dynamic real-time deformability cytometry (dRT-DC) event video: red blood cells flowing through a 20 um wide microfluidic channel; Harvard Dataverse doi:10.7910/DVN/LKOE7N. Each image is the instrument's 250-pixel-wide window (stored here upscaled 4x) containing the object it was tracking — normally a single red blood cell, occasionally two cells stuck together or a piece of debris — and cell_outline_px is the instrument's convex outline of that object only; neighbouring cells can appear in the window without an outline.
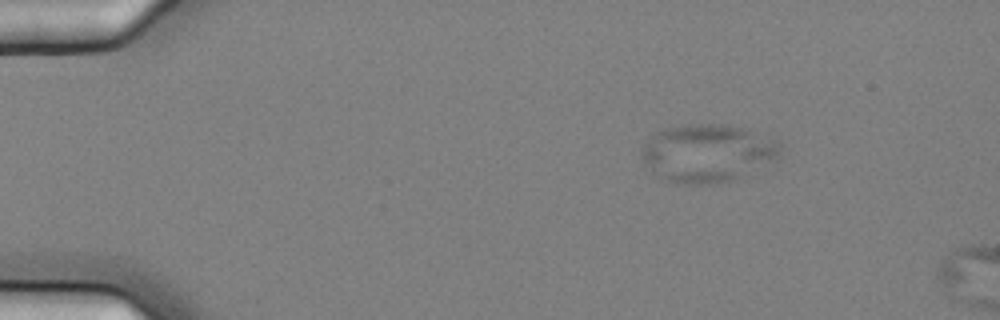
{"species": "common noctule bat (a hibernating species)", "species_latin": "Nyctalus noctula", "temperature_condition": "cold", "stored_images_in_passage": 4, "camera_frame_rate_fps": 3000, "um_per_image_px": 0.085, "animal": {"sex": "female", "body_mass_g": 25.1}, "frame": {"image": 1, "passage_image": 1, "time_ms": 0.0, "image_size_px": [1000, 320], "cell_outline_px": [[780, 156], [736, 180], [712, 184], [676, 184], [668, 180], [652, 168], [640, 156], [640, 148], [656, 132], [668, 128], [684, 124], [724, 124], [748, 128], [776, 140], [780, 144]], "centroid_in_image_um": [60.17, 13.0], "position_along_channel_um": 24.8, "area_um2": 46.59}}